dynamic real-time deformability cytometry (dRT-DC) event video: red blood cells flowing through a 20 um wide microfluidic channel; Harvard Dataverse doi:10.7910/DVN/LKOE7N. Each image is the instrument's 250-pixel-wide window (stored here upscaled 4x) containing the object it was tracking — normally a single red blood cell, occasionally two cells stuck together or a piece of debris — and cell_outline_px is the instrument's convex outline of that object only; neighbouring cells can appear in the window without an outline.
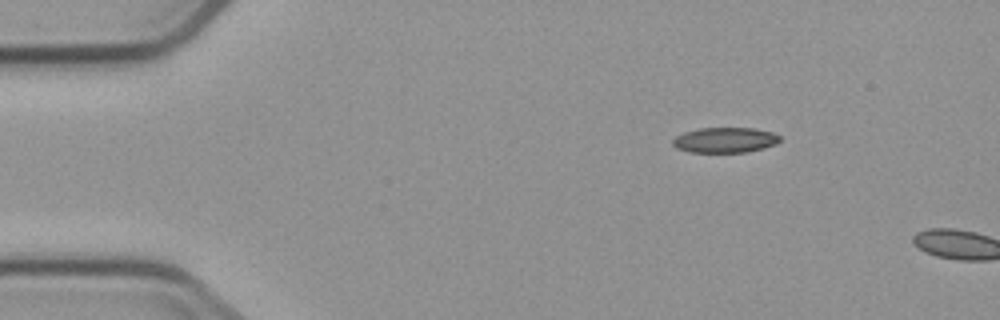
{"species": "common noctule bat (a hibernating species)", "species_latin": "Nyctalus noctula", "temperature_condition": "cold", "stored_images_in_passage": 2, "camera_frame_rate_fps": 3000, "um_per_image_px": 0.085, "animal": {"sex": "male", "body_mass_g": 23.1, "forearm_length_mm": 52.7}, "frame": {"image": 1, "passage_image": 1, "time_ms": 0.0, "image_size_px": [1000, 320], "cell_outline_px": [[780, 140], [776, 144], [764, 148], [748, 152], [688, 152], [676, 148], [672, 144], [672, 140], [676, 136], [684, 132], [700, 128], [752, 128], [772, 132], [780, 136]], "centroid_in_image_um": [61.61, 11.91], "position_along_channel_um": 23.4, "area_um2": 15.84}}